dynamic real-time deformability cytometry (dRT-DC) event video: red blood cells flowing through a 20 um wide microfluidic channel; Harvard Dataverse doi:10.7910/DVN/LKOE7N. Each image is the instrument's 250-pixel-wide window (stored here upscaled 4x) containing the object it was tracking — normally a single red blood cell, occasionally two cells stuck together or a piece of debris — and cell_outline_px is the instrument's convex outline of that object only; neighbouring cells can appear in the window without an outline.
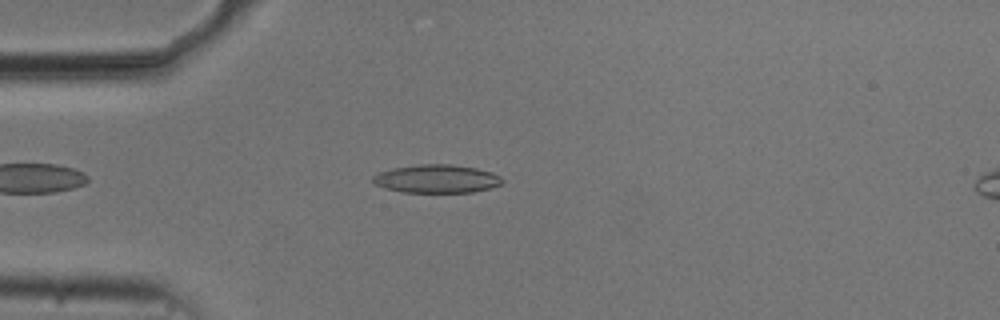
{"species": "common noctule bat (a hibernating species)", "species_latin": "Nyctalus noctula", "temperature_condition": "cold", "stored_images_in_passage": 43, "camera_frame_rate_fps": 3000, "um_per_image_px": 0.085, "animal": {"sex": "male", "body_mass_g": 20.5, "forearm_length_mm": 52.5}, "frame": {"image": 1, "passage_image": 4, "time_ms": 1.0, "image_size_px": [1000, 320], "cell_outline_px": [[504, 180], [500, 184], [492, 188], [472, 192], [404, 192], [384, 188], [376, 184], [372, 180], [372, 176], [380, 172], [392, 168], [420, 164], [452, 164], [476, 168], [492, 172], [500, 176]], "centroid_in_image_um": [37.13, 15.19], "position_along_channel_um": 47.9, "area_um2": 21.33}}
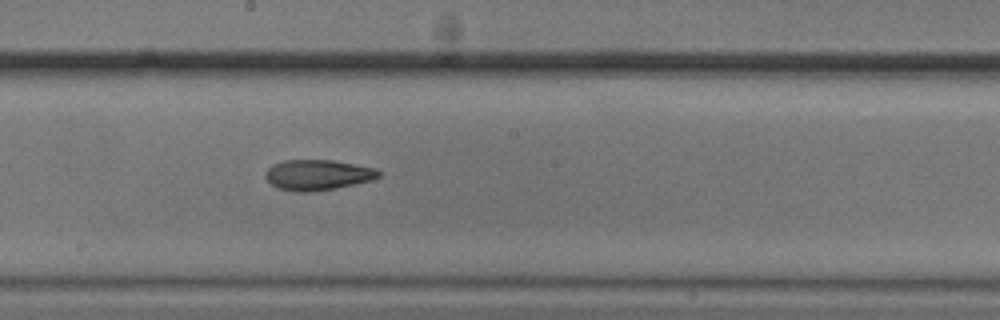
{"frame": {"image": 2, "passage_image": 19, "time_ms": 6.0, "image_size_px": [1000, 320], "cell_outline_px": [[380, 176], [372, 180], [336, 188], [312, 192], [292, 192], [276, 188], [264, 176], [264, 172], [272, 164], [284, 160], [332, 160], [376, 168], [380, 172]], "centroid_in_image_um": [26.97, 14.87], "position_along_channel_um": 221.2, "area_um2": 20.29}}
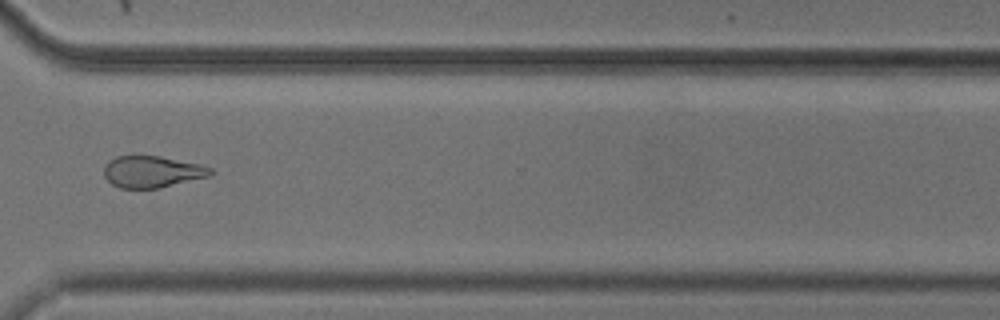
{"frame": {"image": 3, "passage_image": 30, "time_ms": 9.667, "image_size_px": [1000, 320], "cell_outline_px": [[212, 172], [208, 176], [160, 188], [120, 188], [112, 184], [104, 176], [104, 164], [108, 160], [116, 156], [160, 156], [200, 164], [212, 168]], "centroid_in_image_um": [12.89, 14.59], "position_along_channel_um": 357.7, "area_um2": 19.59}, "authors_computed_cell_mechanics": {"area_um2": 20.6346, "velocity_mm_per_s": 3.7392, "shape_relaxation_time_tau1_ms": 5.3399, "shape_relaxation_time_tau2_ms": 4.3702, "deformation_change_tau1": 0.1279, "deformation_change_tau2": 0.1219}}